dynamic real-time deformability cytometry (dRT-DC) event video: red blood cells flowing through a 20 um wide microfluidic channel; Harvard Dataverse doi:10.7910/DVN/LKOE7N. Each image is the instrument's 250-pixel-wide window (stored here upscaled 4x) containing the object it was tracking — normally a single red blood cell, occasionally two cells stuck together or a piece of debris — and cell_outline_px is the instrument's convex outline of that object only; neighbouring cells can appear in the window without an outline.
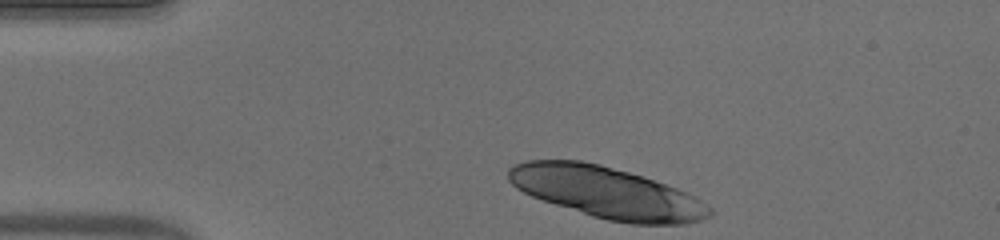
{"species": "human", "species_latin": "Homo sapiens", "temperature_condition": "warm", "stored_images_in_passage": 34, "camera_frame_rate_fps": 3000, "um_per_image_px": 0.085, "donor": {"sex": "male"}, "frame": {"image": 1, "passage_image": 1, "time_ms": 0.0, "image_size_px": [1000, 240], "cell_outline_px": [[716, 212], [712, 216], [700, 220], [684, 224], [632, 224], [608, 220], [592, 216], [532, 196], [516, 188], [508, 180], [508, 168], [516, 164], [528, 160], [580, 160], [600, 164], [628, 172], [676, 188], [700, 200], [712, 208]], "centroid_in_image_um": [51.58, 16.37], "position_along_channel_um": 33.4, "area_um2": 59.77}}
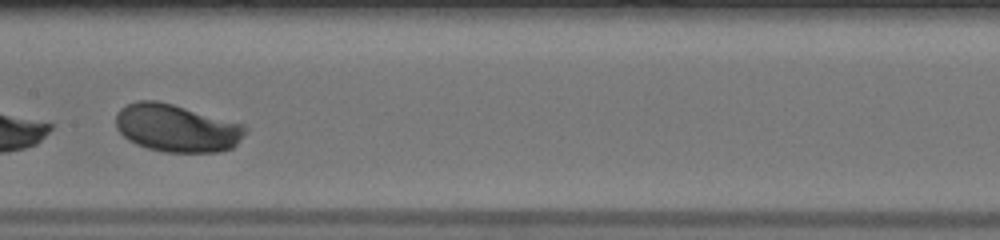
{"frame": {"image": 2, "passage_image": 18, "time_ms": 5.667, "image_size_px": [1000, 240], "cell_outline_px": [[248, 132], [232, 148], [220, 152], [164, 152], [148, 148], [136, 144], [128, 140], [116, 128], [116, 112], [120, 108], [136, 100], [156, 100], [172, 104], [244, 124], [248, 128]], "centroid_in_image_um": [15.02, 10.89], "position_along_channel_um": 192.4, "area_um2": 36.13}}
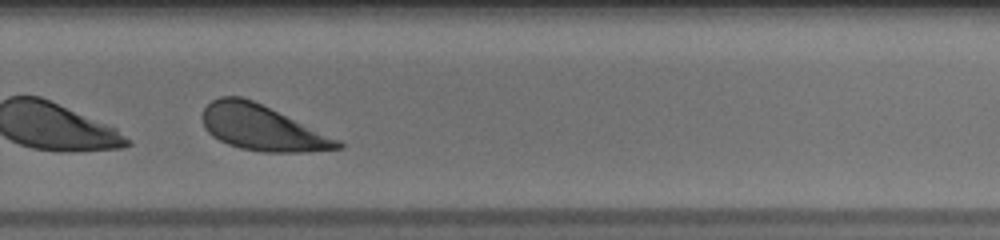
{"frame": {"image": 3, "passage_image": 27, "time_ms": 8.667, "image_size_px": [1000, 240], "cell_outline_px": [[344, 148], [308, 152], [264, 152], [240, 148], [228, 144], [212, 136], [204, 128], [200, 116], [204, 108], [212, 100], [220, 96], [240, 96], [252, 100], [340, 140], [344, 144]], "centroid_in_image_um": [22.25, 10.87], "position_along_channel_um": 307.6, "area_um2": 35.66}, "authors_computed_cell_mechanics": {"area_um2": 35.9805, "velocity_mm_per_s": 3.8456, "shape_relaxation_time_tau1_ms": 0.6557, "shape_relaxation_time_tau2_ms": null, "deformation_change_tau1": 0.2668, "deformation_change_tau2": null}}